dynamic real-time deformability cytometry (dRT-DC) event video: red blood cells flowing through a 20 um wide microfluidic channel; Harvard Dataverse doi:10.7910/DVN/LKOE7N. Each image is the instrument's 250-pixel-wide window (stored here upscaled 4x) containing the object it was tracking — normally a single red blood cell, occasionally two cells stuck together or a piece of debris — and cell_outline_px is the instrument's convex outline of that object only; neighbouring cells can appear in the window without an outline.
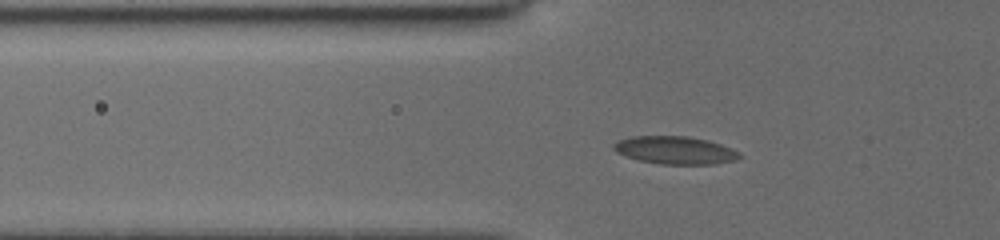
{"species": "common noctule bat (a hibernating species)", "species_latin": "Nyctalus noctula", "temperature_condition": "cold", "stored_images_in_passage": 48, "camera_frame_rate_fps": 3000, "um_per_image_px": 0.085, "animal": {"sex": "female", "body_mass_g": 19.5, "forearm_length_mm": 54.1}, "frame": {"image": 1, "passage_image": 15, "time_ms": 4.667, "image_size_px": [1000, 240], "cell_outline_px": [[740, 156], [736, 160], [716, 164], [660, 164], [640, 160], [616, 152], [612, 148], [612, 144], [620, 140], [632, 136], [688, 136], [708, 140], [732, 148], [740, 152]], "centroid_in_image_um": [57.41, 12.76], "position_along_channel_um": 68.4, "area_um2": 20.35}}
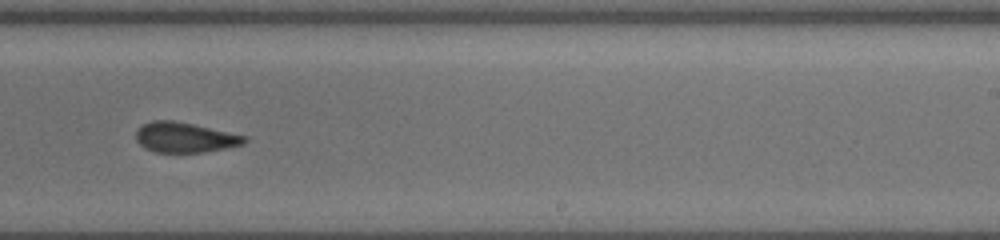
{"frame": {"image": 2, "passage_image": 31, "time_ms": 10.0, "image_size_px": [1000, 240], "cell_outline_px": [[248, 140], [244, 144], [204, 152], [156, 152], [144, 148], [136, 140], [136, 128], [152, 120], [176, 120], [248, 136]], "centroid_in_image_um": [15.71, 11.67], "position_along_channel_um": 273.3, "area_um2": 19.19}}
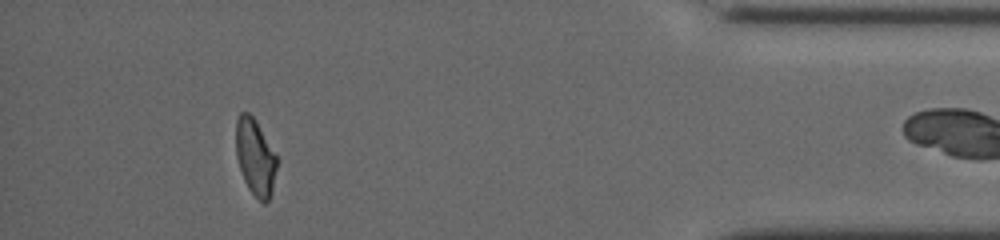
{"frame": {"image": 3, "passage_image": 45, "time_ms": 14.667, "image_size_px": [1000, 240], "cell_outline_px": [[276, 168], [272, 192], [268, 200], [264, 204], [248, 188], [244, 180], [236, 156], [236, 120], [240, 112], [248, 112], [256, 120], [276, 156]], "centroid_in_image_um": [21.68, 13.34], "position_along_channel_um": 413.5, "area_um2": 17.92}}